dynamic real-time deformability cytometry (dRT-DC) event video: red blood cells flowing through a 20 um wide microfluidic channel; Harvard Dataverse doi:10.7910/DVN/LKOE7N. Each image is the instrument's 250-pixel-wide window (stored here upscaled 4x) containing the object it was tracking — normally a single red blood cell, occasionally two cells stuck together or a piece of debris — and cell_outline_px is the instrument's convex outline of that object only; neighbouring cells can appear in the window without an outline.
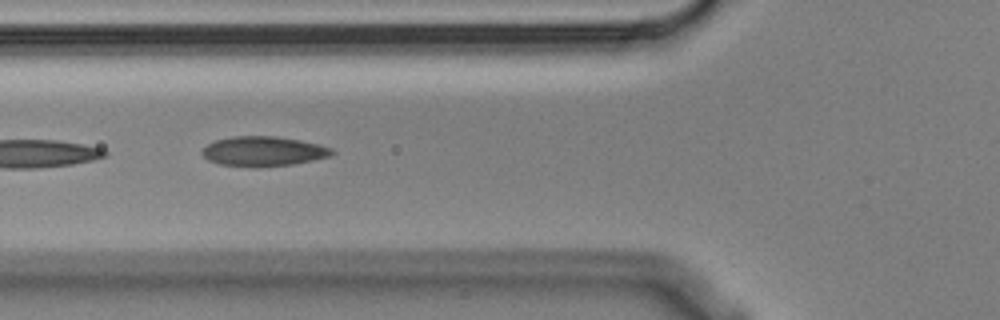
{"species": "Egyptian fruit bat (a non-hibernating species)", "species_latin": "Rousettus aegyptiacus", "temperature_condition": "cold", "stored_images_in_passage": 11, "camera_frame_rate_fps": 3000, "um_per_image_px": 0.085, "animal": {"sex": "male"}, "frame": {"image": 1, "passage_image": 4, "time_ms": 1.0, "image_size_px": [1000, 320], "cell_outline_px": [[336, 152], [332, 156], [292, 164], [220, 164], [208, 160], [200, 152], [208, 144], [216, 140], [232, 136], [276, 136], [300, 140], [320, 144], [332, 148]], "centroid_in_image_um": [22.44, 12.81], "position_along_channel_um": 103.4, "area_um2": 21.68}}
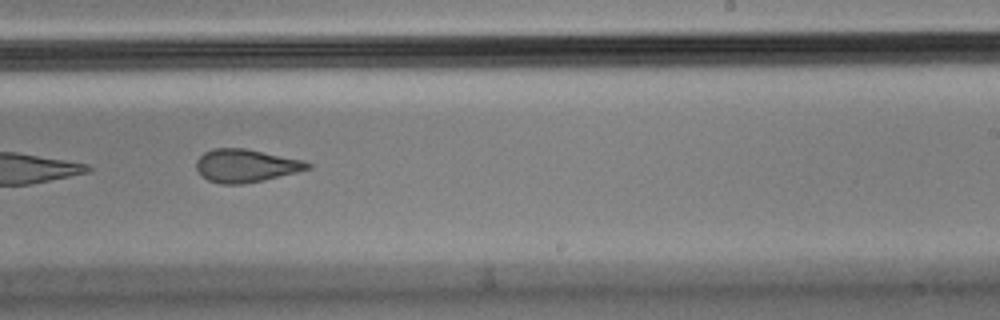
{"frame": {"image": 2, "passage_image": 8, "time_ms": 2.333, "image_size_px": [1000, 320], "cell_outline_px": [[312, 168], [264, 180], [244, 184], [220, 184], [208, 180], [196, 168], [196, 160], [204, 152], [212, 148], [244, 148], [304, 160], [312, 164]], "centroid_in_image_um": [20.9, 14.08], "position_along_channel_um": 268.1, "area_um2": 21.39}}